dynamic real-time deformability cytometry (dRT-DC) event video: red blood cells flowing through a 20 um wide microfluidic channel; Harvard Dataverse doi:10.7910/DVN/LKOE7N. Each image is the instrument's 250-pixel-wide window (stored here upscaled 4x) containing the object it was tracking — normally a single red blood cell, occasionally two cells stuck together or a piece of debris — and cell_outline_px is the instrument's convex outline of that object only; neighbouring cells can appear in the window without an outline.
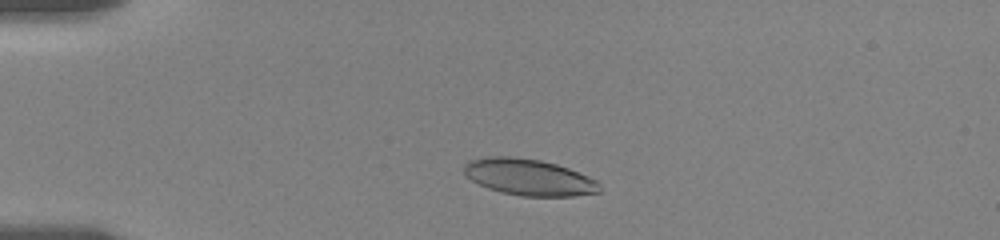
{"species": "human", "species_latin": "Homo sapiens", "temperature_condition": "room temperature", "stored_images_in_passage": 12, "camera_frame_rate_fps": 3000, "um_per_image_px": 0.085, "donor": {"sex": "female"}, "frame": {"image": 1, "passage_image": 6, "time_ms": 2.333, "image_size_px": [1000, 240], "cell_outline_px": [[600, 192], [576, 196], [520, 196], [488, 188], [472, 180], [464, 172], [464, 164], [468, 160], [488, 156], [508, 156], [540, 160], [556, 164], [568, 168], [588, 176], [596, 180], [600, 184]], "centroid_in_image_um": [44.97, 15.06], "position_along_channel_um": 40.0, "area_um2": 28.67}}
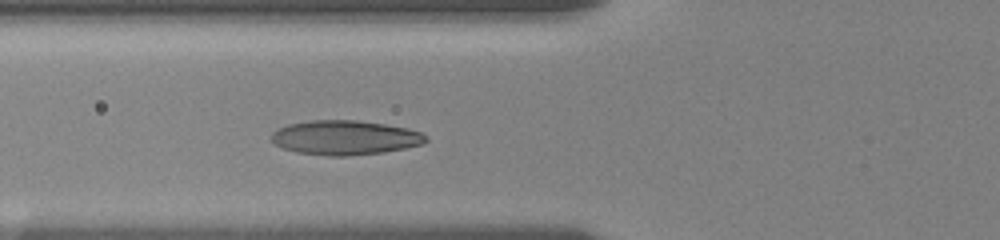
{"frame": {"image": 2, "passage_image": 12, "time_ms": 5.0, "image_size_px": [1000, 240], "cell_outline_px": [[428, 140], [424, 144], [384, 152], [348, 156], [328, 156], [296, 152], [284, 148], [276, 144], [272, 140], [272, 132], [276, 128], [288, 124], [312, 120], [356, 120], [384, 124], [408, 128], [420, 132], [428, 136]], "centroid_in_image_um": [29.34, 11.7], "position_along_channel_um": 96.5, "area_um2": 31.1}}